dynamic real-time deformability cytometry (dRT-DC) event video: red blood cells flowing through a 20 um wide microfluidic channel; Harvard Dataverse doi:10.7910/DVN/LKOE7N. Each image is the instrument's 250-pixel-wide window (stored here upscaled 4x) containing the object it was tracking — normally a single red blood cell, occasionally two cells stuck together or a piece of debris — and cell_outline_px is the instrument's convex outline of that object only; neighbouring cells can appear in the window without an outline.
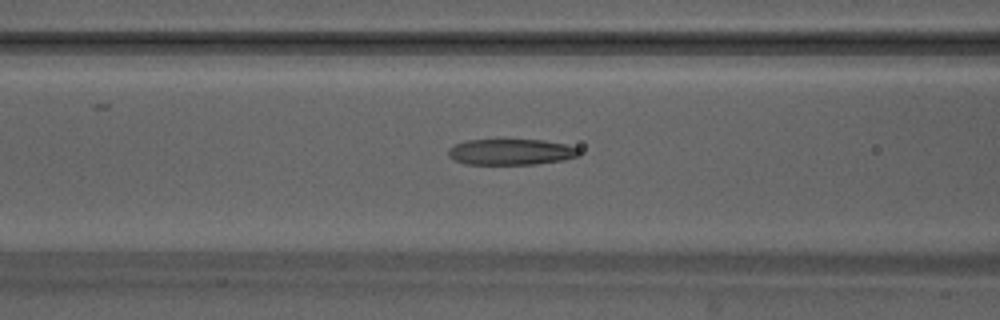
{"species": "Egyptian fruit bat (a non-hibernating species)", "species_latin": "Rousettus aegyptiacus", "temperature_condition": "warm", "stored_images_in_passage": 48, "camera_frame_rate_fps": 3000, "um_per_image_px": 0.085, "animal": {"sex": "male"}, "frame": {"image": 1, "passage_image": 19, "time_ms": 6.0, "image_size_px": [1000, 320], "cell_outline_px": [[580, 156], [564, 160], [536, 164], [468, 164], [456, 160], [448, 156], [448, 148], [456, 144], [468, 140], [544, 140], [564, 144], [580, 148]], "centroid_in_image_um": [43.48, 12.91], "position_along_channel_um": 123.1, "area_um2": 19.77}}
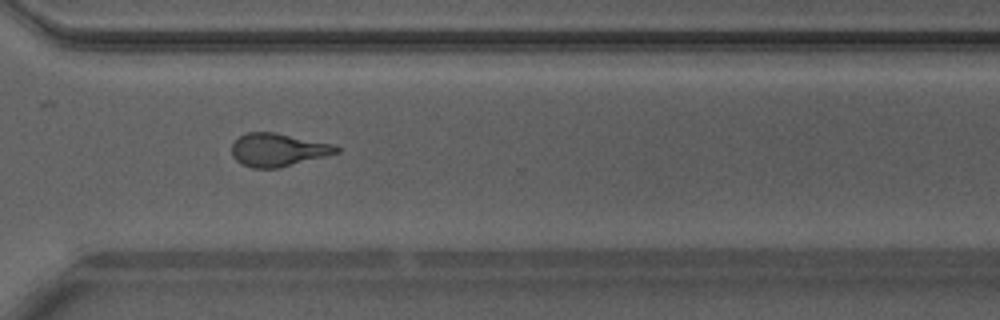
{"frame": {"image": 2, "passage_image": 35, "time_ms": 11.333, "image_size_px": [1000, 320], "cell_outline_px": [[340, 152], [280, 168], [252, 168], [240, 164], [232, 156], [232, 144], [240, 136], [248, 132], [276, 132], [336, 144], [340, 148]], "centroid_in_image_um": [23.65, 12.73], "position_along_channel_um": 346.9, "area_um2": 20.4}}
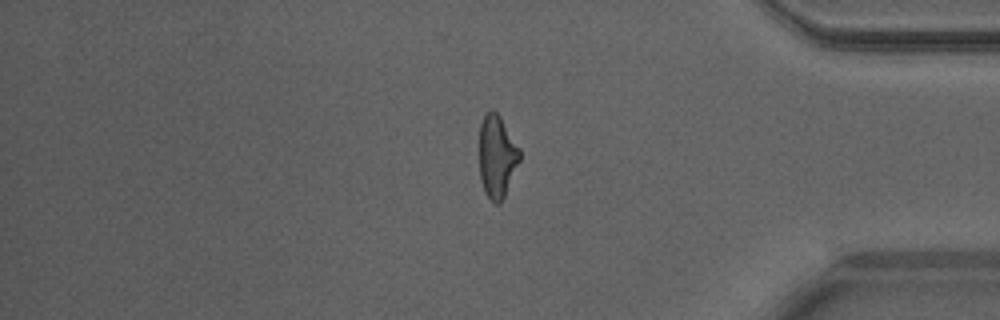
{"frame": {"image": 3, "passage_image": 40, "time_ms": 13.0, "image_size_px": [1000, 320], "cell_outline_px": [[520, 160], [504, 196], [500, 204], [496, 204], [484, 192], [480, 180], [480, 124], [484, 116], [492, 108], [500, 116], [520, 148]], "centroid_in_image_um": [42.24, 13.29], "position_along_channel_um": 393.0, "area_um2": 19.31}, "authors_computed_cell_mechanics": {"area_um2": 20.3745, "velocity_mm_per_s": 4.2039, "shape_relaxation_time_tau1_ms": 7.7937, "shape_relaxation_time_tau2_ms": 1.1145, "deformation_change_tau1": 0.2923, "deformation_change_tau2": 0.1098}}